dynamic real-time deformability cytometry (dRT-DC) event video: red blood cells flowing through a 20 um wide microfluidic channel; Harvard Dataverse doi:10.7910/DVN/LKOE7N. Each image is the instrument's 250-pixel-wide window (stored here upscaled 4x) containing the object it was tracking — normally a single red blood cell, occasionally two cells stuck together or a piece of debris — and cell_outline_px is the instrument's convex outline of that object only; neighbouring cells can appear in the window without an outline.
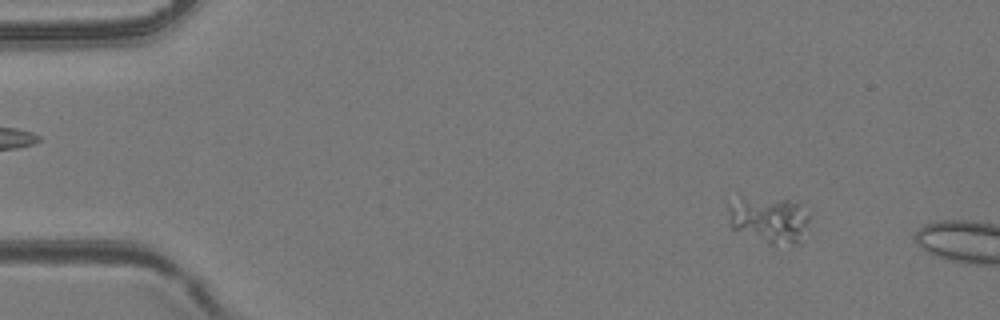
{"species": "common noctule bat (a hibernating species)", "species_latin": "Nyctalus noctula", "temperature_condition": "room temperature", "stored_images_in_passage": 9, "camera_frame_rate_fps": 3000, "um_per_image_px": 0.085, "animal": {"sex": "female", "body_mass_g": 24.6, "forearm_length_mm": 56.2}, "frame": {"image": 1, "passage_image": 6, "time_ms": 1.667, "image_size_px": [1000, 320], "cell_outline_px": [[808, 220], [800, 244], [772, 244], [732, 228], [728, 224], [728, 204], [736, 192], [796, 200], [808, 212]], "centroid_in_image_um": [65.29, 18.54], "position_along_channel_um": 19.7, "area_um2": 23.24}}